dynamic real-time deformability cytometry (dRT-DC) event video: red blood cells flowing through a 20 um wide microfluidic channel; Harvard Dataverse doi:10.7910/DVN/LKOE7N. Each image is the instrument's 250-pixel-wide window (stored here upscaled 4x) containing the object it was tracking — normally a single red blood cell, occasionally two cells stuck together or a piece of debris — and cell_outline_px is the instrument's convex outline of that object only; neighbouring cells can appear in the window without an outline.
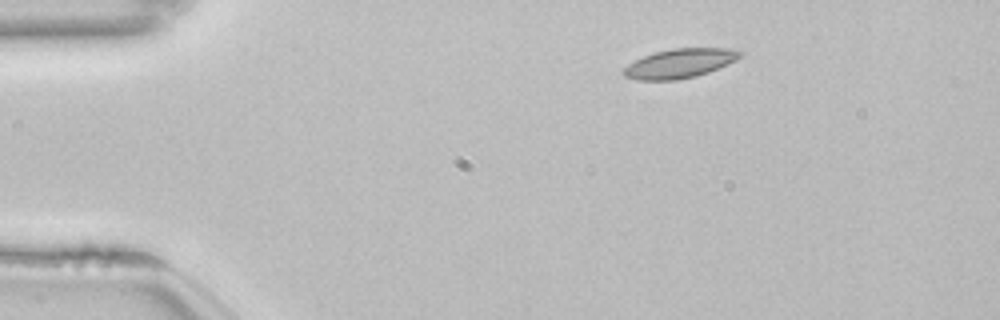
{"species": "common noctule bat (a hibernating species)", "species_latin": "Nyctalus noctula", "temperature_condition": "room temperature", "stored_images_in_passage": 46, "camera_frame_rate_fps": 3000, "um_per_image_px": 0.085, "animal": {"sex": "female", "body_mass_g": 22.7, "forearm_length_mm": 54.2}, "frame": {"image": 1, "passage_image": 1, "time_ms": 0.0, "image_size_px": [1000, 320], "cell_outline_px": [[744, 52], [736, 60], [728, 64], [708, 72], [696, 76], [676, 80], [636, 80], [624, 76], [620, 72], [628, 64], [644, 56], [656, 52], [672, 48], [736, 48]], "centroid_in_image_um": [57.79, 5.38], "position_along_channel_um": 27.2, "area_um2": 19.94}}
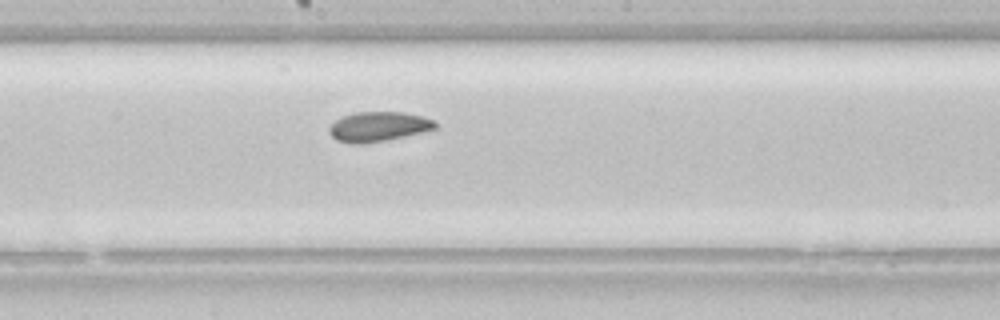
{"frame": {"image": 2, "passage_image": 21, "time_ms": 6.667, "image_size_px": [1000, 320], "cell_outline_px": [[436, 128], [404, 136], [384, 140], [360, 144], [336, 140], [328, 132], [328, 128], [336, 120], [344, 116], [356, 112], [404, 112], [424, 116], [432, 120], [436, 124]], "centroid_in_image_um": [32.15, 10.75], "position_along_channel_um": 216.1, "area_um2": 18.03}}
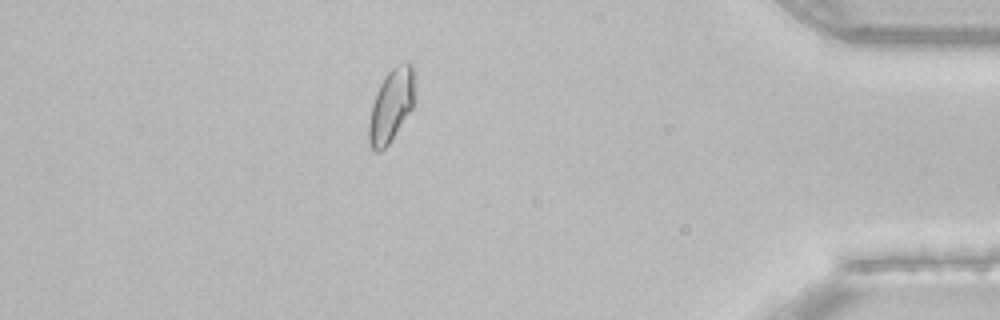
{"frame": {"image": 3, "passage_image": 39, "time_ms": 12.667, "image_size_px": [1000, 320], "cell_outline_px": [[416, 76], [412, 108], [392, 140], [380, 152], [372, 152], [368, 140], [368, 124], [372, 104], [376, 92], [384, 76], [396, 64], [408, 60], [412, 64], [416, 72]], "centroid_in_image_um": [33.26, 8.93], "position_along_channel_um": 401.9, "area_um2": 20.06}, "authors_computed_cell_mechanics": {"area_um2": 18.785, "velocity_mm_per_s": 3.8213, "shape_relaxation_time_tau1_ms": null, "shape_relaxation_time_tau2_ms": 10.4346, "deformation_change_tau1": null, "deformation_change_tau2": 0.1152}}